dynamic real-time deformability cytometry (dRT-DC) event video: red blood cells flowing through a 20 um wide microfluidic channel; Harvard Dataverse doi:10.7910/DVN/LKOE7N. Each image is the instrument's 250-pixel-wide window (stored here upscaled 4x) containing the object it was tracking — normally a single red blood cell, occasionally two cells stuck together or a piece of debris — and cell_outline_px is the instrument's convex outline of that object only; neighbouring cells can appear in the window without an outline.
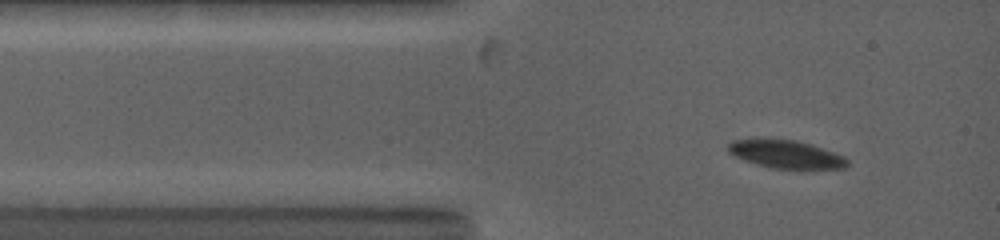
{"species": "common noctule bat (a hibernating species)", "species_latin": "Nyctalus noctula", "temperature_condition": "warm", "stored_images_in_passage": 5, "camera_frame_rate_fps": 5000, "um_per_image_px": 0.085, "animal": {"sex": "female", "body_mass_g": 19.0, "forearm_length_mm": 53.3}, "frame": {"image": 1, "passage_image": 2, "time_ms": 0.6, "image_size_px": [1000, 240], "cell_outline_px": [[848, 164], [844, 168], [772, 168], [756, 164], [744, 160], [728, 152], [728, 144], [732, 140], [756, 136], [796, 140], [812, 144], [844, 156], [848, 160]], "centroid_in_image_um": [66.73, 13.05], "position_along_channel_um": 18.3, "area_um2": 19.88}}
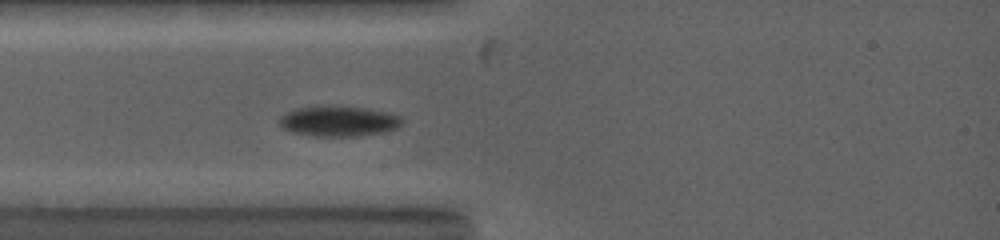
{"frame": {"image": 2, "passage_image": 5, "time_ms": 2.2, "image_size_px": [1000, 240], "cell_outline_px": [[400, 124], [396, 128], [384, 132], [360, 136], [316, 136], [292, 132], [284, 128], [280, 124], [280, 116], [296, 108], [316, 104], [336, 104], [364, 108], [384, 112], [400, 116]], "centroid_in_image_um": [28.73, 10.27], "position_along_channel_um": 56.3, "area_um2": 21.96}}